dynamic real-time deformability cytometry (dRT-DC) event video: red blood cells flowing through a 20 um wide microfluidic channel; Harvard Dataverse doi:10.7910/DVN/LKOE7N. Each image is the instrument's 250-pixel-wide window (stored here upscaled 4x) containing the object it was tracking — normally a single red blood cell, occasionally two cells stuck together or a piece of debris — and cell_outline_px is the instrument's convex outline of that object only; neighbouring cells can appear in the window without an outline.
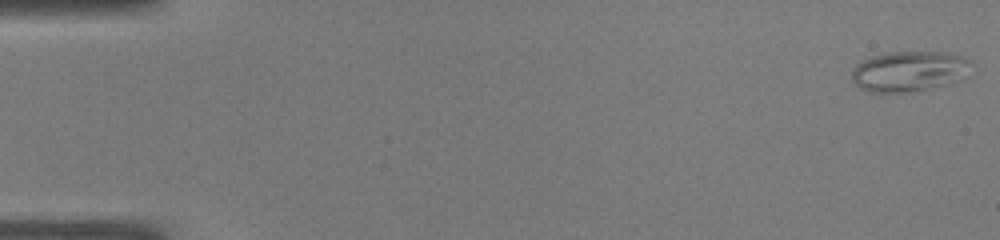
{"species": "common noctule bat (a hibernating species)", "species_latin": "Nyctalus noctula", "temperature_condition": "warm", "stored_images_in_passage": 50, "camera_frame_rate_fps": 3000, "um_per_image_px": 0.085, "animal": {"sex": "male", "body_mass_g": 19.0, "forearm_length_mm": 50.8}, "frame": {"image": 1, "passage_image": 1, "time_ms": 0.0, "image_size_px": [1000, 240], "cell_outline_px": [[972, 64], [960, 80], [948, 84], [908, 92], [868, 92], [852, 84], [852, 72], [856, 64], [872, 56], [892, 52], [948, 52], [964, 56], [972, 60]], "centroid_in_image_um": [77.28, 6.05], "position_along_channel_um": 7.7, "area_um2": 28.21}}
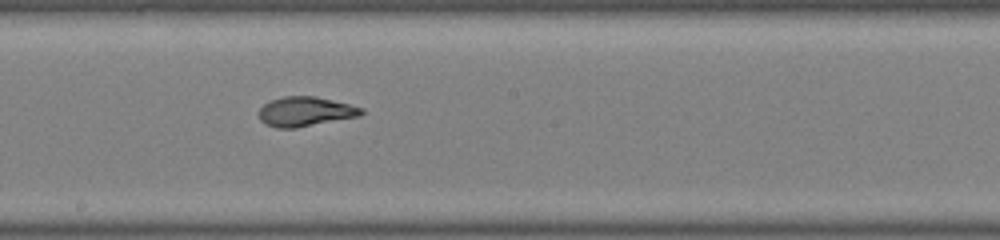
{"frame": {"image": 2, "passage_image": 28, "time_ms": 9.0, "image_size_px": [1000, 240], "cell_outline_px": [[364, 112], [360, 116], [296, 128], [276, 128], [264, 124], [260, 120], [260, 108], [268, 100], [284, 96], [316, 96], [364, 108]], "centroid_in_image_um": [25.94, 9.48], "position_along_channel_um": 222.3, "area_um2": 17.74}}
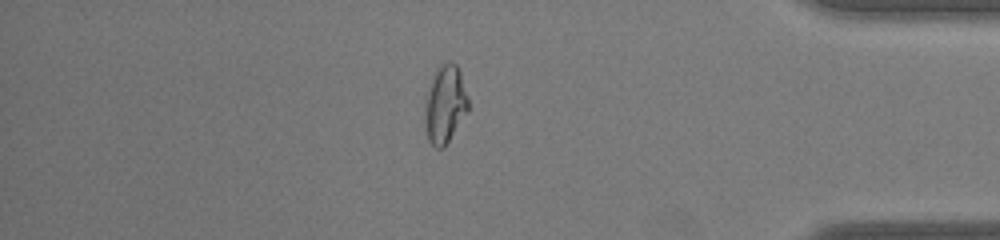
{"frame": {"image": 3, "passage_image": 43, "time_ms": 14.0, "image_size_px": [1000, 240], "cell_outline_px": [[468, 112], [444, 148], [436, 148], [428, 140], [424, 120], [424, 112], [428, 92], [436, 68], [440, 64], [448, 60], [452, 60], [456, 64], [460, 72], [468, 96]], "centroid_in_image_um": [37.84, 8.86], "position_along_channel_um": 397.4, "area_um2": 19.77}, "authors_computed_cell_mechanics": {"area_um2": 19.4786, "velocity_mm_per_s": 4.0761, "shape_relaxation_time_tau1_ms": null, "shape_relaxation_time_tau2_ms": 1.051, "deformation_change_tau1": null, "deformation_change_tau2": 0.0708}}